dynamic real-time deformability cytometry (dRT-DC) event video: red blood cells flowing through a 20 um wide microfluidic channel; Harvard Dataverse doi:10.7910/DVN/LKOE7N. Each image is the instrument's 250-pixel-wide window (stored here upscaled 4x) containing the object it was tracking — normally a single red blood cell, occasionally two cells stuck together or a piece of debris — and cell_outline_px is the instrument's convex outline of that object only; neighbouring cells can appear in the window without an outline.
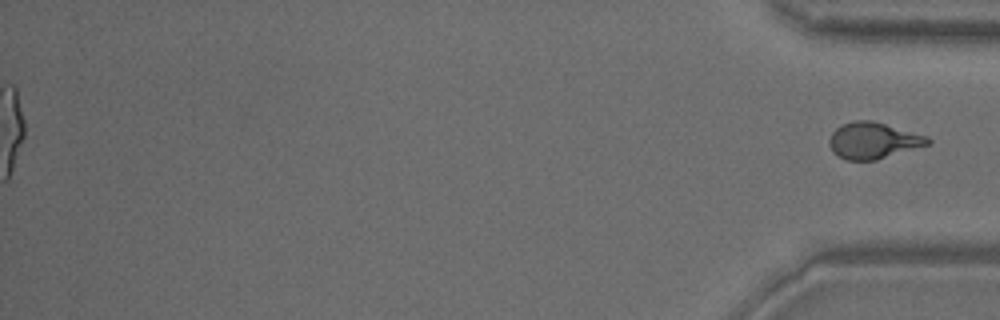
{"species": "common noctule bat (a hibernating species)", "species_latin": "Nyctalus noctula", "temperature_condition": "warm", "stored_images_in_passage": 67, "segment_of_instrument_passage": [2, 2], "camera_frame_rate_fps": 3000, "um_per_image_px": 0.085, "animal": {"sex": "male", "body_mass_g": 18.8}, "frame": {"image": 1, "passage_image": 67, "time_ms": 22.0, "image_size_px": [1000, 320], "cell_outline_px": [[932, 140], [928, 144], [876, 160], [844, 160], [836, 156], [832, 152], [828, 144], [828, 140], [832, 132], [836, 128], [852, 120], [872, 120], [928, 136]], "centroid_in_image_um": [74.17, 11.95], "position_along_channel_um": 361.0, "area_um2": 20.92}}